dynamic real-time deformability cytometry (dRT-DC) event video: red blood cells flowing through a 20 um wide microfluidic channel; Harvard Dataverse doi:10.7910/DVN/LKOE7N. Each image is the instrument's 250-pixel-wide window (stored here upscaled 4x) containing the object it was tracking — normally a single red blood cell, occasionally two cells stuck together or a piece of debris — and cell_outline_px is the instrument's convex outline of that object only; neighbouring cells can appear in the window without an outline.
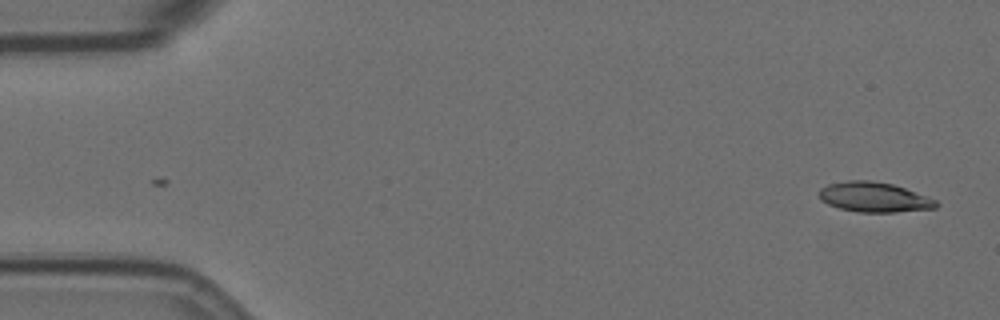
{"species": "Egyptian fruit bat (a non-hibernating species)", "species_latin": "Rousettus aegyptiacus", "temperature_condition": "room temperature", "stored_images_in_passage": 55, "camera_frame_rate_fps": 3000, "um_per_image_px": 0.085, "animal": {"sex": "female"}, "frame": {"image": 1, "passage_image": 1, "time_ms": 0.0, "image_size_px": [1000, 320], "cell_outline_px": [[940, 204], [936, 208], [896, 212], [856, 212], [840, 208], [828, 204], [820, 200], [820, 188], [828, 184], [848, 180], [868, 180], [892, 184], [904, 188], [936, 200]], "centroid_in_image_um": [74.29, 16.76], "position_along_channel_um": 10.7, "area_um2": 20.29}}
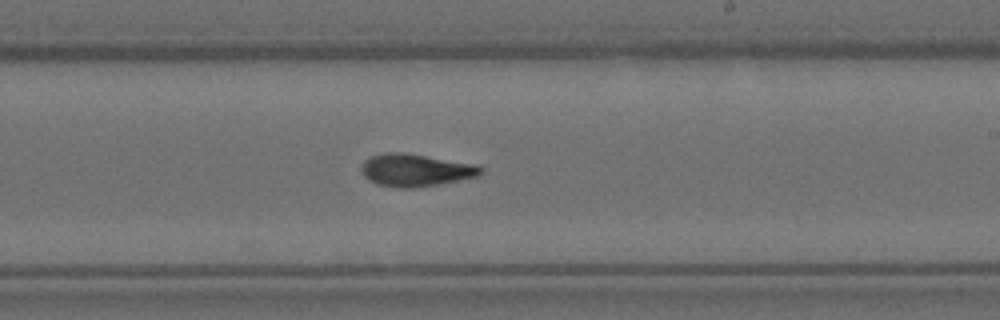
{"frame": {"image": 2, "passage_image": 32, "time_ms": 10.333, "image_size_px": [1000, 320], "cell_outline_px": [[484, 172], [480, 176], [440, 184], [416, 188], [396, 188], [376, 184], [368, 180], [364, 176], [360, 168], [364, 160], [372, 156], [388, 152], [404, 152], [476, 164], [484, 168]], "centroid_in_image_um": [35.35, 14.47], "position_along_channel_um": 253.7, "area_um2": 22.95}}
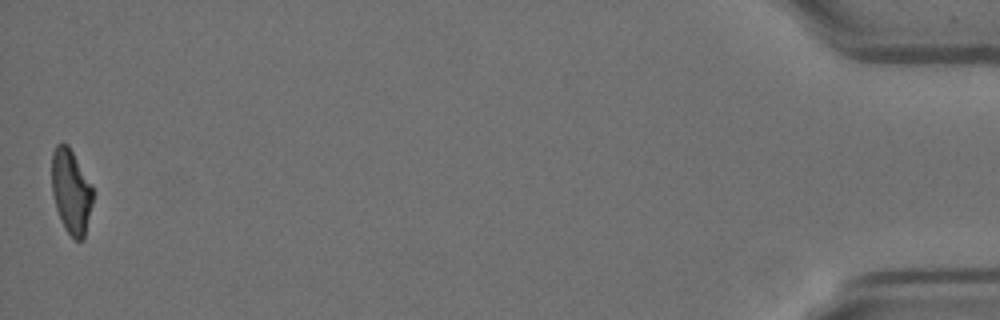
{"frame": {"image": 3, "passage_image": 55, "time_ms": 18.0, "image_size_px": [1000, 320], "cell_outline_px": [[92, 204], [84, 240], [76, 240], [64, 228], [56, 208], [52, 192], [52, 152], [56, 144], [68, 144], [92, 188]], "centroid_in_image_um": [6.02, 16.29], "position_along_channel_um": 429.2, "area_um2": 19.83}, "authors_computed_cell_mechanics": {"area_um2": 21.386, "velocity_mm_per_s": 3.5546, "shape_relaxation_time_tau1_ms": 6.492, "shape_relaxation_time_tau2_ms": 2.4532, "deformation_change_tau1": 0.2173, "deformation_change_tau2": 0.1059}}